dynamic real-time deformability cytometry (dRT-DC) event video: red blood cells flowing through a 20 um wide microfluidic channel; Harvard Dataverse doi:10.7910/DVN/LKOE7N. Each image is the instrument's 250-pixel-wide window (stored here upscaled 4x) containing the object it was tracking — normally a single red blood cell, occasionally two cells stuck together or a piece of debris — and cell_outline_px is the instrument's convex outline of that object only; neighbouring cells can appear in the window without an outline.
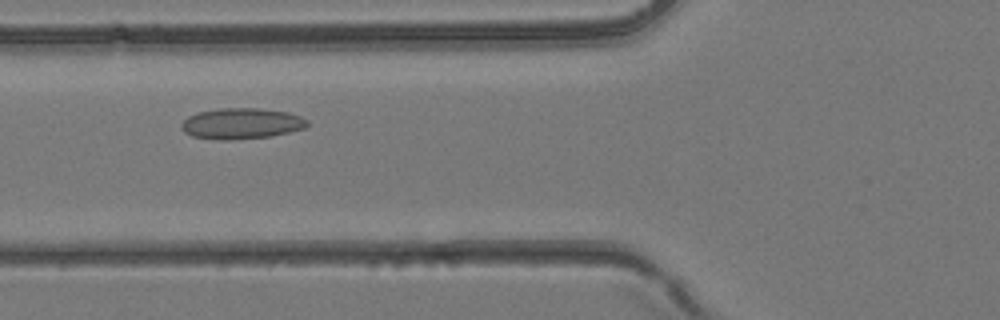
{"species": "common noctule bat (a hibernating species)", "species_latin": "Nyctalus noctula", "temperature_condition": "room temperature", "stored_images_in_passage": 2, "camera_frame_rate_fps": 3000, "um_per_image_px": 0.085, "animal": {"sex": "female", "body_mass_g": 24.6, "forearm_length_mm": 56.2}, "frame": {"image": 1, "passage_image": 2, "time_ms": 0.333, "image_size_px": [1000, 320], "cell_outline_px": [[308, 124], [304, 128], [272, 136], [232, 140], [220, 140], [192, 136], [184, 132], [180, 128], [180, 124], [188, 116], [200, 112], [220, 108], [260, 108], [288, 112], [300, 116], [308, 120]], "centroid_in_image_um": [20.51, 10.5], "position_along_channel_um": 105.3, "area_um2": 22.72}}